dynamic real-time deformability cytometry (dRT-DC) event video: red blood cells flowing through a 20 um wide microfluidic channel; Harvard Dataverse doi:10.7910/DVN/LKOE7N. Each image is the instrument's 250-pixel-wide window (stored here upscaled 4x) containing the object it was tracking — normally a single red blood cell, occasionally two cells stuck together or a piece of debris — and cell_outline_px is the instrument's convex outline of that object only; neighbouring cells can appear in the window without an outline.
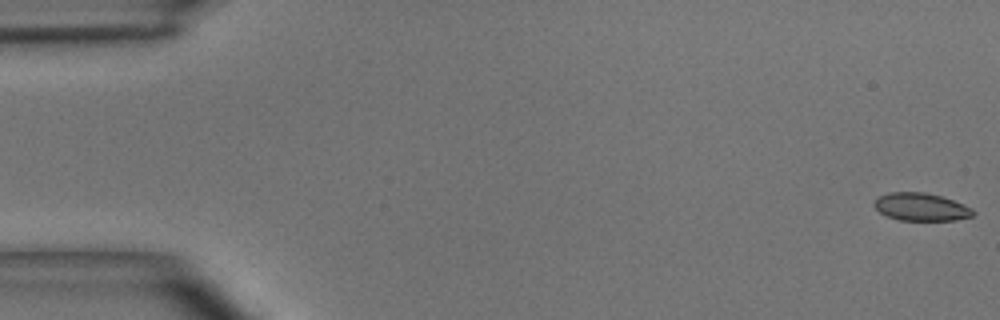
{"species": "common noctule bat (a hibernating species)", "species_latin": "Nyctalus noctula", "temperature_condition": "room temperature", "stored_images_in_passage": 50, "camera_frame_rate_fps": 3000, "um_per_image_px": 0.085, "animal": {"sex": "male", "body_mass_g": 15.6}, "frame": {"image": 1, "passage_image": 1, "time_ms": 0.0, "image_size_px": [1000, 320], "cell_outline_px": [[976, 212], [972, 216], [956, 220], [900, 220], [888, 216], [880, 212], [872, 204], [880, 196], [888, 192], [924, 192], [940, 196], [964, 204], [972, 208]], "centroid_in_image_um": [78.3, 17.59], "position_along_channel_um": 6.7, "area_um2": 15.9}}
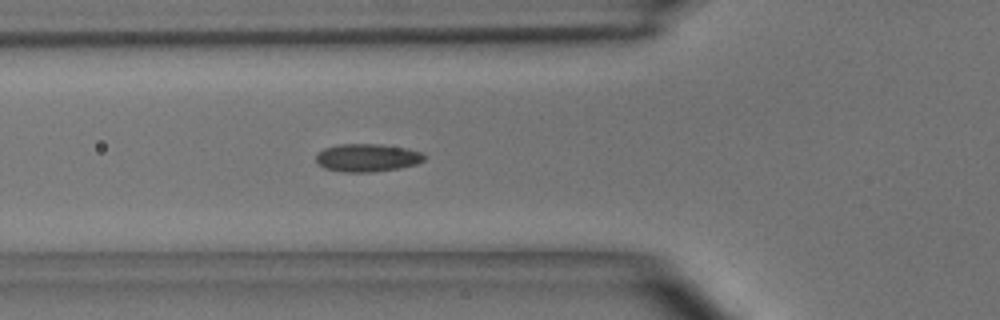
{"frame": {"image": 2, "passage_image": 18, "time_ms": 5.667, "image_size_px": [1000, 320], "cell_outline_px": [[424, 160], [416, 164], [400, 168], [372, 172], [344, 172], [324, 168], [316, 160], [316, 156], [324, 148], [340, 144], [380, 144], [408, 148], [420, 152], [424, 156]], "centroid_in_image_um": [31.22, 13.4], "position_along_channel_um": 94.6, "area_um2": 17.51}}
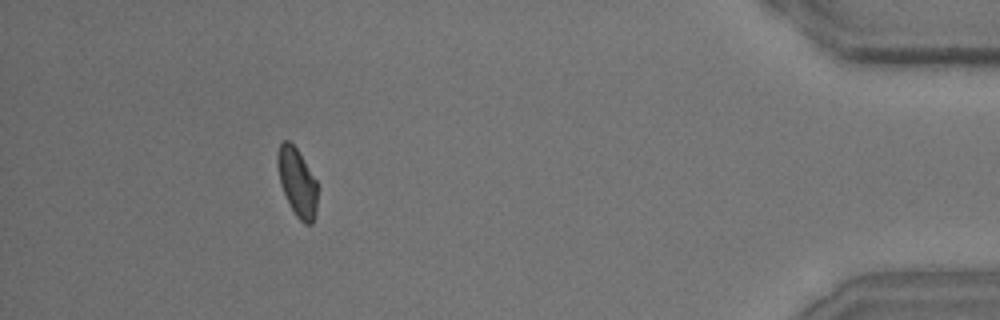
{"frame": {"image": 3, "passage_image": 46, "time_ms": 15.0, "image_size_px": [1000, 320], "cell_outline_px": [[316, 212], [312, 224], [304, 224], [296, 216], [280, 184], [276, 164], [276, 152], [280, 144], [284, 140], [288, 140], [296, 148], [316, 180]], "centroid_in_image_um": [25.23, 15.47], "position_along_channel_um": 410.0, "area_um2": 15.66}, "authors_computed_cell_mechanics": {"area_um2": 16.5886, "velocity_mm_per_s": 3.989, "shape_relaxation_time_tau1_ms": 5.9111, "shape_relaxation_time_tau2_ms": 1.7776, "deformation_change_tau1": 0.1269, "deformation_change_tau2": 0.0662}}